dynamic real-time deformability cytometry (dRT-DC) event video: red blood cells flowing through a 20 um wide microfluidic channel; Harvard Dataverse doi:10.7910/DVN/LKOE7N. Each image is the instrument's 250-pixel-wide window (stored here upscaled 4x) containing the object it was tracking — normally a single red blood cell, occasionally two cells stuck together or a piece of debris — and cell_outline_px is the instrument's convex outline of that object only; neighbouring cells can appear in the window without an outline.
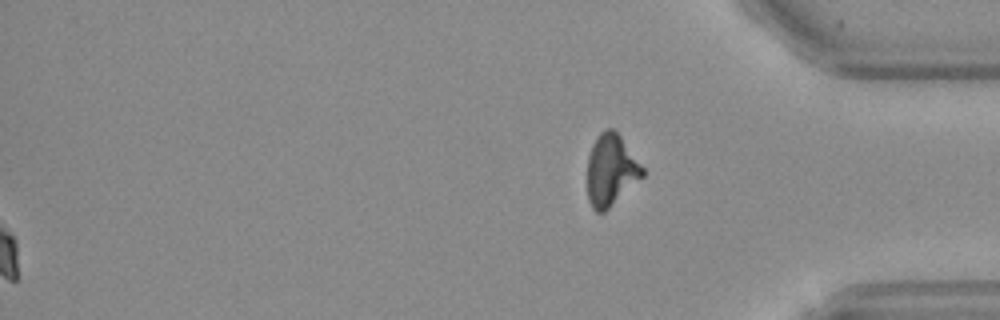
{"species": "Egyptian fruit bat (a non-hibernating species)", "species_latin": "Rousettus aegyptiacus", "temperature_condition": "warm", "stored_images_in_passage": 51, "segment_of_instrument_passage": [2, 2], "camera_frame_rate_fps": 3000, "um_per_image_px": 0.085, "frame": {"image": 1, "passage_image": 51, "time_ms": 16.667, "image_size_px": [1000, 320], "cell_outline_px": [[644, 176], [604, 212], [596, 212], [592, 208], [588, 200], [588, 156], [592, 144], [600, 132], [604, 128], [612, 128], [620, 136], [644, 168]], "centroid_in_image_um": [51.92, 14.46], "position_along_channel_um": 383.3, "area_um2": 22.83}}